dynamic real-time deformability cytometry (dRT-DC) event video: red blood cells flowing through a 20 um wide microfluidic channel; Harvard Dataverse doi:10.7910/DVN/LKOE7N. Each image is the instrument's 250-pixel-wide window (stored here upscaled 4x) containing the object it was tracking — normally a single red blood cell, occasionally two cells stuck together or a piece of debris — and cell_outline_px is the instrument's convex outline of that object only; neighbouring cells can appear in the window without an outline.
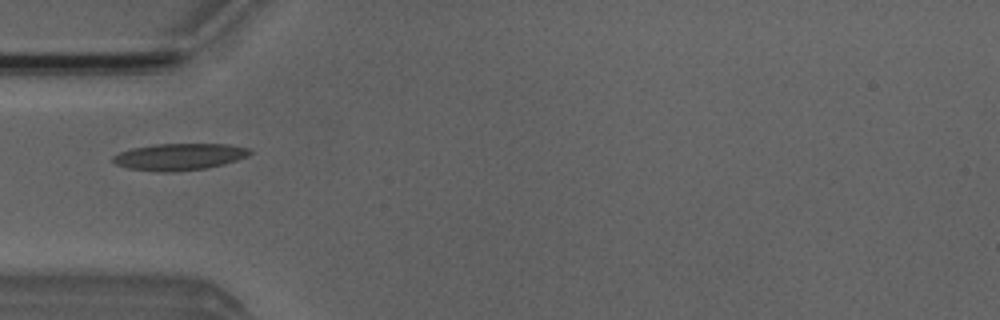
{"species": "Egyptian fruit bat (a non-hibernating species)", "species_latin": "Rousettus aegyptiacus", "temperature_condition": "room temperature", "stored_images_in_passage": 6, "camera_frame_rate_fps": 3000, "um_per_image_px": 0.085, "animal": {"sex": "male"}, "frame": {"image": 1, "passage_image": 5, "time_ms": 4.667, "image_size_px": [1000, 320], "cell_outline_px": [[252, 152], [248, 156], [224, 164], [208, 168], [172, 172], [160, 172], [128, 168], [116, 164], [112, 160], [112, 156], [120, 152], [132, 148], [156, 144], [228, 144], [248, 148]], "centroid_in_image_um": [15.24, 13.33], "position_along_channel_um": 69.8, "area_um2": 21.33}}